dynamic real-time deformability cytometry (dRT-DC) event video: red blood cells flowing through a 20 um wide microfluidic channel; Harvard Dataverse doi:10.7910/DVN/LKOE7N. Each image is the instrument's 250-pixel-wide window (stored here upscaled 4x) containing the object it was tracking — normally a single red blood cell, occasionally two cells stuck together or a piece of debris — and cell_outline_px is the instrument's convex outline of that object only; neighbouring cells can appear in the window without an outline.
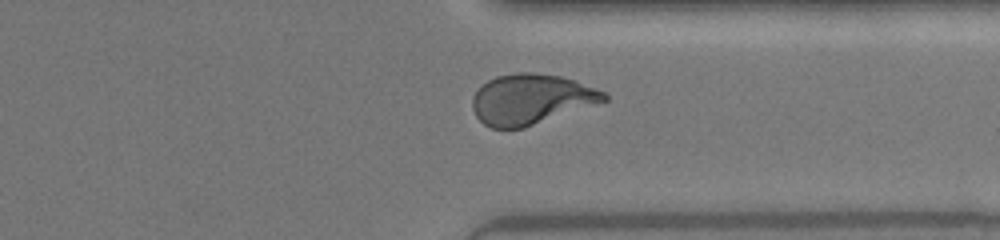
{"species": "human", "species_latin": "Homo sapiens", "temperature_condition": "warm", "stored_images_in_passage": 31, "camera_frame_rate_fps": 3000, "um_per_image_px": 0.085, "donor": {"sex": "female"}, "frame": {"image": 1, "passage_image": 27, "time_ms": 8.667, "image_size_px": [1000, 240], "cell_outline_px": [[608, 100], [524, 128], [492, 128], [484, 124], [476, 116], [472, 108], [472, 100], [476, 92], [488, 80], [496, 76], [520, 72], [532, 72], [560, 76], [576, 80], [596, 88], [604, 92], [608, 96]], "centroid_in_image_um": [45.15, 8.43], "position_along_channel_um": 366.3, "area_um2": 38.38}}